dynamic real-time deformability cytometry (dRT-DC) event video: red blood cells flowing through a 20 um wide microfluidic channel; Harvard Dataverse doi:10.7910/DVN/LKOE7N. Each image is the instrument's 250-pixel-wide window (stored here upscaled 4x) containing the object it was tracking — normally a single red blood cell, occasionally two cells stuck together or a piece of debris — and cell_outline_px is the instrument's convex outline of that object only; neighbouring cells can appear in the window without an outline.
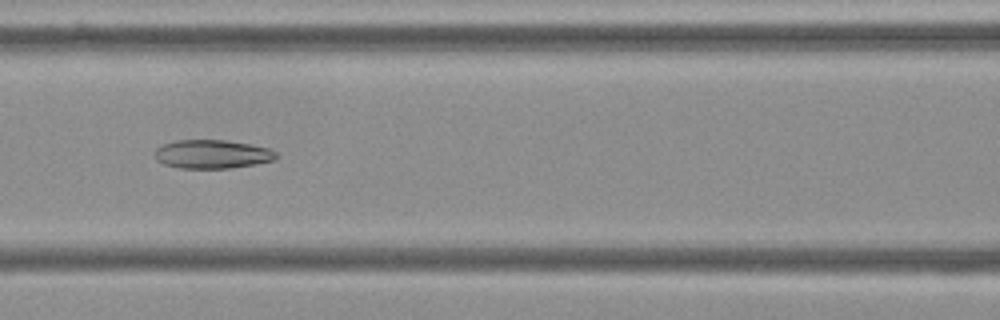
{"species": "Egyptian fruit bat (a non-hibernating species)", "species_latin": "Rousettus aegyptiacus", "temperature_condition": "cold", "stored_images_in_passage": 49, "camera_frame_rate_fps": 3000, "um_per_image_px": 0.085, "frame": {"image": 1, "passage_image": 24, "time_ms": 7.667, "image_size_px": [1000, 320], "cell_outline_px": [[276, 156], [272, 160], [256, 164], [228, 168], [176, 168], [164, 164], [156, 160], [152, 152], [160, 144], [176, 140], [224, 140], [248, 144], [268, 148], [276, 152]], "centroid_in_image_um": [17.93, 13.1], "position_along_channel_um": 148.7, "area_um2": 20.35}}
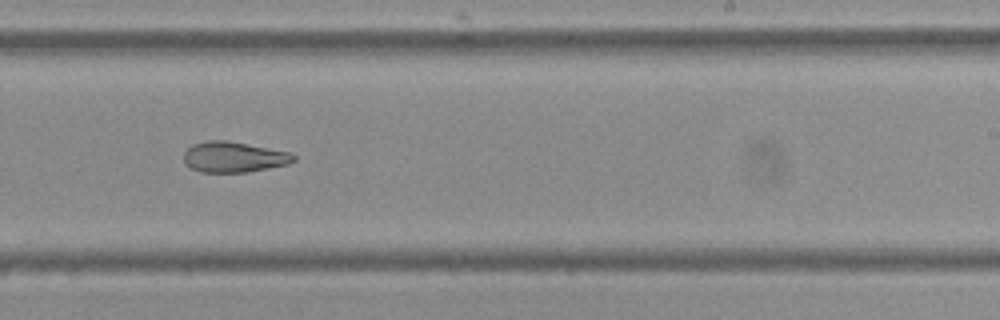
{"frame": {"image": 2, "passage_image": 34, "time_ms": 11.0, "image_size_px": [1000, 320], "cell_outline_px": [[296, 160], [288, 164], [248, 172], [200, 172], [192, 168], [184, 160], [184, 152], [192, 144], [208, 140], [228, 140], [288, 152], [296, 156]], "centroid_in_image_um": [19.87, 13.34], "position_along_channel_um": 269.1, "area_um2": 19.48}}
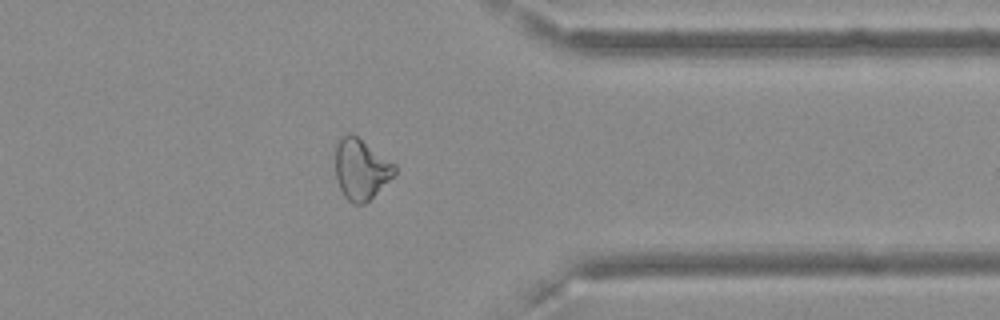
{"frame": {"image": 3, "passage_image": 44, "time_ms": 14.333, "image_size_px": [1000, 320], "cell_outline_px": [[396, 172], [364, 204], [352, 204], [344, 196], [336, 180], [336, 144], [340, 136], [348, 132], [352, 132], [396, 164]], "centroid_in_image_um": [30.66, 14.33], "position_along_channel_um": 380.7, "area_um2": 20.92}}